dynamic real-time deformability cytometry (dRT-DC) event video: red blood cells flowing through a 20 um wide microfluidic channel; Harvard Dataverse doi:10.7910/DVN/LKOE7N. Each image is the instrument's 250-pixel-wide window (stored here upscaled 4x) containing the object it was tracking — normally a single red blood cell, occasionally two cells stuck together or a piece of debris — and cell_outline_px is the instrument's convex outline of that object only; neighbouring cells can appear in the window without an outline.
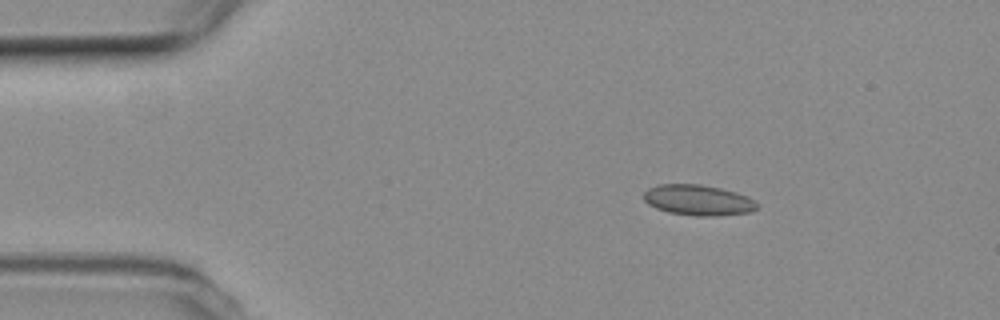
{"species": "common noctule bat (a hibernating species)", "species_latin": "Nyctalus noctula", "temperature_condition": "room temperature", "stored_images_in_passage": 53, "camera_frame_rate_fps": 3000, "um_per_image_px": 0.085, "animal": {"sex": "female", "body_mass_g": 19.3, "forearm_length_mm": 54.1}, "frame": {"image": 1, "passage_image": 8, "time_ms": 2.333, "image_size_px": [1000, 320], "cell_outline_px": [[760, 204], [752, 212], [720, 216], [696, 216], [668, 212], [656, 208], [648, 204], [644, 200], [644, 192], [648, 188], [660, 184], [700, 184], [720, 188], [736, 192], [748, 196], [756, 200]], "centroid_in_image_um": [59.38, 17.01], "position_along_channel_um": 25.6, "area_um2": 20.46}}
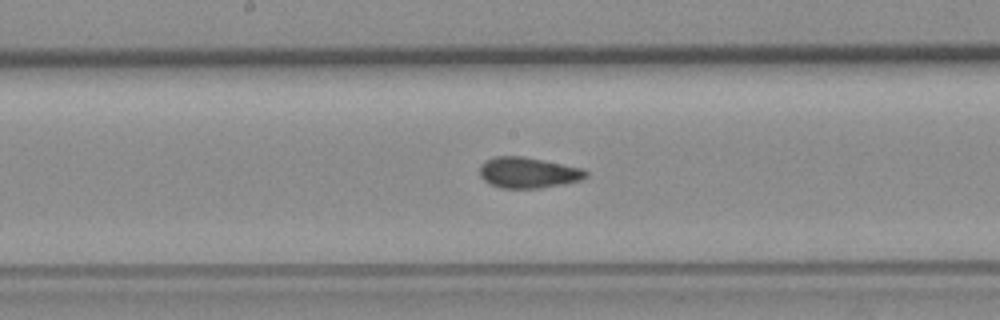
{"frame": {"image": 2, "passage_image": 27, "time_ms": 8.667, "image_size_px": [1000, 320], "cell_outline_px": [[588, 176], [580, 180], [564, 184], [540, 188], [500, 188], [484, 180], [480, 176], [480, 164], [484, 160], [496, 156], [524, 156], [584, 168], [588, 172]], "centroid_in_image_um": [44.9, 14.66], "position_along_channel_um": 203.3, "area_um2": 19.25}}
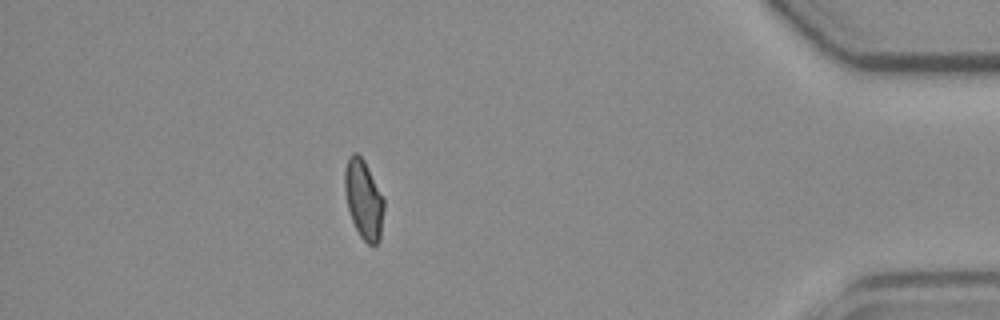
{"frame": {"image": 3, "passage_image": 47, "time_ms": 15.333, "image_size_px": [1000, 320], "cell_outline_px": [[384, 208], [380, 240], [376, 244], [368, 244], [360, 236], [352, 220], [348, 208], [344, 192], [344, 168], [348, 156], [352, 152], [356, 152], [364, 160], [384, 200]], "centroid_in_image_um": [30.89, 16.93], "position_along_channel_um": 404.3, "area_um2": 18.03}, "authors_computed_cell_mechanics": {"area_um2": 19.074, "velocity_mm_per_s": 3.7911, "shape_relaxation_time_tau1_ms": null, "shape_relaxation_time_tau2_ms": 1.7486, "deformation_change_tau1": null, "deformation_change_tau2": 0.0672}}